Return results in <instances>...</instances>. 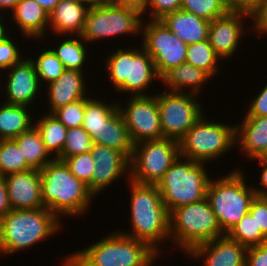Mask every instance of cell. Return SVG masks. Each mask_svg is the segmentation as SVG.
Segmentation results:
<instances>
[{
    "label": "cell",
    "instance_id": "obj_1",
    "mask_svg": "<svg viewBox=\"0 0 267 266\" xmlns=\"http://www.w3.org/2000/svg\"><path fill=\"white\" fill-rule=\"evenodd\" d=\"M131 192L129 197L130 227L120 233L147 242L157 252H162L163 242L170 241V213L163 203L157 185L140 184L127 180ZM160 245V246H159ZM161 248V249H160Z\"/></svg>",
    "mask_w": 267,
    "mask_h": 266
},
{
    "label": "cell",
    "instance_id": "obj_2",
    "mask_svg": "<svg viewBox=\"0 0 267 266\" xmlns=\"http://www.w3.org/2000/svg\"><path fill=\"white\" fill-rule=\"evenodd\" d=\"M39 171L44 207L60 220L61 216L76 218L88 213L96 198L87 185L70 172L64 161L54 158Z\"/></svg>",
    "mask_w": 267,
    "mask_h": 266
},
{
    "label": "cell",
    "instance_id": "obj_3",
    "mask_svg": "<svg viewBox=\"0 0 267 266\" xmlns=\"http://www.w3.org/2000/svg\"><path fill=\"white\" fill-rule=\"evenodd\" d=\"M61 223L64 222L46 207L12 209L0 219L1 256L31 249L35 244L59 234Z\"/></svg>",
    "mask_w": 267,
    "mask_h": 266
},
{
    "label": "cell",
    "instance_id": "obj_4",
    "mask_svg": "<svg viewBox=\"0 0 267 266\" xmlns=\"http://www.w3.org/2000/svg\"><path fill=\"white\" fill-rule=\"evenodd\" d=\"M131 47H119L104 59L107 80L117 93H129L130 96L152 95L148 88L161 79L156 72L154 61L142 45Z\"/></svg>",
    "mask_w": 267,
    "mask_h": 266
},
{
    "label": "cell",
    "instance_id": "obj_5",
    "mask_svg": "<svg viewBox=\"0 0 267 266\" xmlns=\"http://www.w3.org/2000/svg\"><path fill=\"white\" fill-rule=\"evenodd\" d=\"M156 252L147 242L114 231L70 253L69 262L73 266H143Z\"/></svg>",
    "mask_w": 267,
    "mask_h": 266
},
{
    "label": "cell",
    "instance_id": "obj_6",
    "mask_svg": "<svg viewBox=\"0 0 267 266\" xmlns=\"http://www.w3.org/2000/svg\"><path fill=\"white\" fill-rule=\"evenodd\" d=\"M234 168L222 177L211 178L207 188L206 197L224 234L249 211L256 196L253 185L247 184L242 167Z\"/></svg>",
    "mask_w": 267,
    "mask_h": 266
},
{
    "label": "cell",
    "instance_id": "obj_7",
    "mask_svg": "<svg viewBox=\"0 0 267 266\" xmlns=\"http://www.w3.org/2000/svg\"><path fill=\"white\" fill-rule=\"evenodd\" d=\"M170 242L185 255L194 247L224 236L206 198L170 212Z\"/></svg>",
    "mask_w": 267,
    "mask_h": 266
},
{
    "label": "cell",
    "instance_id": "obj_8",
    "mask_svg": "<svg viewBox=\"0 0 267 266\" xmlns=\"http://www.w3.org/2000/svg\"><path fill=\"white\" fill-rule=\"evenodd\" d=\"M204 163L179 156L165 172L157 187L169 213L184 205L200 201L207 196L210 172Z\"/></svg>",
    "mask_w": 267,
    "mask_h": 266
},
{
    "label": "cell",
    "instance_id": "obj_9",
    "mask_svg": "<svg viewBox=\"0 0 267 266\" xmlns=\"http://www.w3.org/2000/svg\"><path fill=\"white\" fill-rule=\"evenodd\" d=\"M179 145L181 157L204 164L215 162L236 147V125L210 121L203 114Z\"/></svg>",
    "mask_w": 267,
    "mask_h": 266
},
{
    "label": "cell",
    "instance_id": "obj_10",
    "mask_svg": "<svg viewBox=\"0 0 267 266\" xmlns=\"http://www.w3.org/2000/svg\"><path fill=\"white\" fill-rule=\"evenodd\" d=\"M143 15L115 5L111 0H95L86 14L82 38L89 43L120 35H141ZM139 34V35H138Z\"/></svg>",
    "mask_w": 267,
    "mask_h": 266
},
{
    "label": "cell",
    "instance_id": "obj_11",
    "mask_svg": "<svg viewBox=\"0 0 267 266\" xmlns=\"http://www.w3.org/2000/svg\"><path fill=\"white\" fill-rule=\"evenodd\" d=\"M180 156L179 141L162 138L134 145L130 158V180L157 185Z\"/></svg>",
    "mask_w": 267,
    "mask_h": 266
},
{
    "label": "cell",
    "instance_id": "obj_12",
    "mask_svg": "<svg viewBox=\"0 0 267 266\" xmlns=\"http://www.w3.org/2000/svg\"><path fill=\"white\" fill-rule=\"evenodd\" d=\"M157 92L163 138L180 141L204 114V105L193 93Z\"/></svg>",
    "mask_w": 267,
    "mask_h": 266
},
{
    "label": "cell",
    "instance_id": "obj_13",
    "mask_svg": "<svg viewBox=\"0 0 267 266\" xmlns=\"http://www.w3.org/2000/svg\"><path fill=\"white\" fill-rule=\"evenodd\" d=\"M143 19L141 44L154 61L155 69L161 78L167 71L186 63L188 45L179 40L161 20Z\"/></svg>",
    "mask_w": 267,
    "mask_h": 266
},
{
    "label": "cell",
    "instance_id": "obj_14",
    "mask_svg": "<svg viewBox=\"0 0 267 266\" xmlns=\"http://www.w3.org/2000/svg\"><path fill=\"white\" fill-rule=\"evenodd\" d=\"M127 99L129 100L124 104L118 102V108L125 120L133 144L162 139L158 93L130 96Z\"/></svg>",
    "mask_w": 267,
    "mask_h": 266
},
{
    "label": "cell",
    "instance_id": "obj_15",
    "mask_svg": "<svg viewBox=\"0 0 267 266\" xmlns=\"http://www.w3.org/2000/svg\"><path fill=\"white\" fill-rule=\"evenodd\" d=\"M248 19L253 21V17L248 13L228 11L210 22L208 40L222 61L231 60L230 58L235 56L238 46L241 45L242 39L245 38L243 35L253 30V23H250V27L248 24L244 25Z\"/></svg>",
    "mask_w": 267,
    "mask_h": 266
},
{
    "label": "cell",
    "instance_id": "obj_16",
    "mask_svg": "<svg viewBox=\"0 0 267 266\" xmlns=\"http://www.w3.org/2000/svg\"><path fill=\"white\" fill-rule=\"evenodd\" d=\"M90 152L95 164L93 166L92 180L87 185V188L95 198L121 177L124 178L125 176L124 179H130V159L124 153L96 143L93 144Z\"/></svg>",
    "mask_w": 267,
    "mask_h": 266
},
{
    "label": "cell",
    "instance_id": "obj_17",
    "mask_svg": "<svg viewBox=\"0 0 267 266\" xmlns=\"http://www.w3.org/2000/svg\"><path fill=\"white\" fill-rule=\"evenodd\" d=\"M4 78L6 79V81L4 79L5 83L0 81L2 82L0 90H5L6 95V97H3L6 98L3 101L4 103L31 107L33 104L36 105L34 102L42 96L40 89L43 87L29 57L24 56L20 62L9 68Z\"/></svg>",
    "mask_w": 267,
    "mask_h": 266
},
{
    "label": "cell",
    "instance_id": "obj_18",
    "mask_svg": "<svg viewBox=\"0 0 267 266\" xmlns=\"http://www.w3.org/2000/svg\"><path fill=\"white\" fill-rule=\"evenodd\" d=\"M247 249L225 234L192 248L186 256L200 258L201 266H246Z\"/></svg>",
    "mask_w": 267,
    "mask_h": 266
},
{
    "label": "cell",
    "instance_id": "obj_19",
    "mask_svg": "<svg viewBox=\"0 0 267 266\" xmlns=\"http://www.w3.org/2000/svg\"><path fill=\"white\" fill-rule=\"evenodd\" d=\"M12 209H39L44 207L41 193V174L38 169L4 176Z\"/></svg>",
    "mask_w": 267,
    "mask_h": 266
},
{
    "label": "cell",
    "instance_id": "obj_20",
    "mask_svg": "<svg viewBox=\"0 0 267 266\" xmlns=\"http://www.w3.org/2000/svg\"><path fill=\"white\" fill-rule=\"evenodd\" d=\"M85 72L66 69L55 81L49 83L44 89L47 97L49 109L45 113L52 114L56 109L67 104L86 99L91 93L87 88ZM86 81V82H85Z\"/></svg>",
    "mask_w": 267,
    "mask_h": 266
},
{
    "label": "cell",
    "instance_id": "obj_21",
    "mask_svg": "<svg viewBox=\"0 0 267 266\" xmlns=\"http://www.w3.org/2000/svg\"><path fill=\"white\" fill-rule=\"evenodd\" d=\"M95 0H60L49 14V26L53 34L81 35L89 7Z\"/></svg>",
    "mask_w": 267,
    "mask_h": 266
},
{
    "label": "cell",
    "instance_id": "obj_22",
    "mask_svg": "<svg viewBox=\"0 0 267 266\" xmlns=\"http://www.w3.org/2000/svg\"><path fill=\"white\" fill-rule=\"evenodd\" d=\"M236 147L249 161L263 157L267 152V116H244L236 123Z\"/></svg>",
    "mask_w": 267,
    "mask_h": 266
},
{
    "label": "cell",
    "instance_id": "obj_23",
    "mask_svg": "<svg viewBox=\"0 0 267 266\" xmlns=\"http://www.w3.org/2000/svg\"><path fill=\"white\" fill-rule=\"evenodd\" d=\"M10 13L7 17H12V23L17 26L15 30L21 32L22 38L47 40L49 14L35 0H20Z\"/></svg>",
    "mask_w": 267,
    "mask_h": 266
},
{
    "label": "cell",
    "instance_id": "obj_24",
    "mask_svg": "<svg viewBox=\"0 0 267 266\" xmlns=\"http://www.w3.org/2000/svg\"><path fill=\"white\" fill-rule=\"evenodd\" d=\"M161 21L187 45L208 39L210 21L193 13L178 10L165 15Z\"/></svg>",
    "mask_w": 267,
    "mask_h": 266
},
{
    "label": "cell",
    "instance_id": "obj_25",
    "mask_svg": "<svg viewBox=\"0 0 267 266\" xmlns=\"http://www.w3.org/2000/svg\"><path fill=\"white\" fill-rule=\"evenodd\" d=\"M212 77L200 68L182 63L167 71L160 79L164 89L172 92L193 93L199 96L203 91L205 83ZM189 87V89H188Z\"/></svg>",
    "mask_w": 267,
    "mask_h": 266
},
{
    "label": "cell",
    "instance_id": "obj_26",
    "mask_svg": "<svg viewBox=\"0 0 267 266\" xmlns=\"http://www.w3.org/2000/svg\"><path fill=\"white\" fill-rule=\"evenodd\" d=\"M0 104V140L14 139L34 126L35 119L30 107L4 102Z\"/></svg>",
    "mask_w": 267,
    "mask_h": 266
},
{
    "label": "cell",
    "instance_id": "obj_27",
    "mask_svg": "<svg viewBox=\"0 0 267 266\" xmlns=\"http://www.w3.org/2000/svg\"><path fill=\"white\" fill-rule=\"evenodd\" d=\"M100 145L119 150L129 159L131 158L134 144L119 108L104 120Z\"/></svg>",
    "mask_w": 267,
    "mask_h": 266
},
{
    "label": "cell",
    "instance_id": "obj_28",
    "mask_svg": "<svg viewBox=\"0 0 267 266\" xmlns=\"http://www.w3.org/2000/svg\"><path fill=\"white\" fill-rule=\"evenodd\" d=\"M92 96L89 95L85 99V114L82 127L92 138L93 144L100 145L101 129L104 120L118 108V101L106 103L104 99L102 100L96 96Z\"/></svg>",
    "mask_w": 267,
    "mask_h": 266
},
{
    "label": "cell",
    "instance_id": "obj_29",
    "mask_svg": "<svg viewBox=\"0 0 267 266\" xmlns=\"http://www.w3.org/2000/svg\"><path fill=\"white\" fill-rule=\"evenodd\" d=\"M67 36L65 39H62L64 35H58V38L61 37L62 41L59 42L60 44L58 46L55 45L56 47H54L53 45L50 48L62 62L65 69L84 72L83 70L86 69L84 68L86 67V60L89 57L86 49L89 46L81 35Z\"/></svg>",
    "mask_w": 267,
    "mask_h": 266
},
{
    "label": "cell",
    "instance_id": "obj_30",
    "mask_svg": "<svg viewBox=\"0 0 267 266\" xmlns=\"http://www.w3.org/2000/svg\"><path fill=\"white\" fill-rule=\"evenodd\" d=\"M13 140L17 143L27 164L33 169L41 170L54 159L46 150L41 135L35 126Z\"/></svg>",
    "mask_w": 267,
    "mask_h": 266
},
{
    "label": "cell",
    "instance_id": "obj_31",
    "mask_svg": "<svg viewBox=\"0 0 267 266\" xmlns=\"http://www.w3.org/2000/svg\"><path fill=\"white\" fill-rule=\"evenodd\" d=\"M34 126L39 131L46 150L56 159L64 148L68 128L50 113H42L41 117L39 115L34 120Z\"/></svg>",
    "mask_w": 267,
    "mask_h": 266
},
{
    "label": "cell",
    "instance_id": "obj_32",
    "mask_svg": "<svg viewBox=\"0 0 267 266\" xmlns=\"http://www.w3.org/2000/svg\"><path fill=\"white\" fill-rule=\"evenodd\" d=\"M222 59L215 53L209 40L190 44L187 47L186 63L207 72L212 78L219 75Z\"/></svg>",
    "mask_w": 267,
    "mask_h": 266
},
{
    "label": "cell",
    "instance_id": "obj_33",
    "mask_svg": "<svg viewBox=\"0 0 267 266\" xmlns=\"http://www.w3.org/2000/svg\"><path fill=\"white\" fill-rule=\"evenodd\" d=\"M226 235L247 248L267 243V237L257 228L255 217L249 211Z\"/></svg>",
    "mask_w": 267,
    "mask_h": 266
},
{
    "label": "cell",
    "instance_id": "obj_34",
    "mask_svg": "<svg viewBox=\"0 0 267 266\" xmlns=\"http://www.w3.org/2000/svg\"><path fill=\"white\" fill-rule=\"evenodd\" d=\"M42 51L39 52L40 54L35 55L37 56L36 58L31 55L28 57L34 64L40 84H45L43 85L44 87L57 80L66 69L50 47L42 49Z\"/></svg>",
    "mask_w": 267,
    "mask_h": 266
},
{
    "label": "cell",
    "instance_id": "obj_35",
    "mask_svg": "<svg viewBox=\"0 0 267 266\" xmlns=\"http://www.w3.org/2000/svg\"><path fill=\"white\" fill-rule=\"evenodd\" d=\"M32 169L24 157L17 143L13 140H0V175L23 172Z\"/></svg>",
    "mask_w": 267,
    "mask_h": 266
},
{
    "label": "cell",
    "instance_id": "obj_36",
    "mask_svg": "<svg viewBox=\"0 0 267 266\" xmlns=\"http://www.w3.org/2000/svg\"><path fill=\"white\" fill-rule=\"evenodd\" d=\"M92 146V138L82 126L69 128L62 153L56 159L63 161L67 157L89 152Z\"/></svg>",
    "mask_w": 267,
    "mask_h": 266
},
{
    "label": "cell",
    "instance_id": "obj_37",
    "mask_svg": "<svg viewBox=\"0 0 267 266\" xmlns=\"http://www.w3.org/2000/svg\"><path fill=\"white\" fill-rule=\"evenodd\" d=\"M181 10L210 22L228 12L224 0H182Z\"/></svg>",
    "mask_w": 267,
    "mask_h": 266
},
{
    "label": "cell",
    "instance_id": "obj_38",
    "mask_svg": "<svg viewBox=\"0 0 267 266\" xmlns=\"http://www.w3.org/2000/svg\"><path fill=\"white\" fill-rule=\"evenodd\" d=\"M16 42L18 43L17 39L12 37L10 31L0 38V73L3 72L4 75L9 68L23 59V53L19 48L20 44Z\"/></svg>",
    "mask_w": 267,
    "mask_h": 266
},
{
    "label": "cell",
    "instance_id": "obj_39",
    "mask_svg": "<svg viewBox=\"0 0 267 266\" xmlns=\"http://www.w3.org/2000/svg\"><path fill=\"white\" fill-rule=\"evenodd\" d=\"M91 152H86L65 158L63 161L70 172L75 175L84 184L88 185L92 180L93 161Z\"/></svg>",
    "mask_w": 267,
    "mask_h": 266
},
{
    "label": "cell",
    "instance_id": "obj_40",
    "mask_svg": "<svg viewBox=\"0 0 267 266\" xmlns=\"http://www.w3.org/2000/svg\"><path fill=\"white\" fill-rule=\"evenodd\" d=\"M66 128L80 127L85 114V99L67 104L52 113Z\"/></svg>",
    "mask_w": 267,
    "mask_h": 266
},
{
    "label": "cell",
    "instance_id": "obj_41",
    "mask_svg": "<svg viewBox=\"0 0 267 266\" xmlns=\"http://www.w3.org/2000/svg\"><path fill=\"white\" fill-rule=\"evenodd\" d=\"M181 5L182 0H149L143 19L148 15L149 20H161L165 15L181 10Z\"/></svg>",
    "mask_w": 267,
    "mask_h": 266
},
{
    "label": "cell",
    "instance_id": "obj_42",
    "mask_svg": "<svg viewBox=\"0 0 267 266\" xmlns=\"http://www.w3.org/2000/svg\"><path fill=\"white\" fill-rule=\"evenodd\" d=\"M249 212L255 217L257 228L267 237V197L255 196L252 200Z\"/></svg>",
    "mask_w": 267,
    "mask_h": 266
},
{
    "label": "cell",
    "instance_id": "obj_43",
    "mask_svg": "<svg viewBox=\"0 0 267 266\" xmlns=\"http://www.w3.org/2000/svg\"><path fill=\"white\" fill-rule=\"evenodd\" d=\"M228 11L248 13L252 17L261 9L264 0H224Z\"/></svg>",
    "mask_w": 267,
    "mask_h": 266
},
{
    "label": "cell",
    "instance_id": "obj_44",
    "mask_svg": "<svg viewBox=\"0 0 267 266\" xmlns=\"http://www.w3.org/2000/svg\"><path fill=\"white\" fill-rule=\"evenodd\" d=\"M265 86V87H264ZM253 97L244 116H267V84Z\"/></svg>",
    "mask_w": 267,
    "mask_h": 266
},
{
    "label": "cell",
    "instance_id": "obj_45",
    "mask_svg": "<svg viewBox=\"0 0 267 266\" xmlns=\"http://www.w3.org/2000/svg\"><path fill=\"white\" fill-rule=\"evenodd\" d=\"M246 266H267V243L247 249Z\"/></svg>",
    "mask_w": 267,
    "mask_h": 266
},
{
    "label": "cell",
    "instance_id": "obj_46",
    "mask_svg": "<svg viewBox=\"0 0 267 266\" xmlns=\"http://www.w3.org/2000/svg\"><path fill=\"white\" fill-rule=\"evenodd\" d=\"M253 31L260 37L261 34L267 35V0H264L261 9L253 16Z\"/></svg>",
    "mask_w": 267,
    "mask_h": 266
},
{
    "label": "cell",
    "instance_id": "obj_47",
    "mask_svg": "<svg viewBox=\"0 0 267 266\" xmlns=\"http://www.w3.org/2000/svg\"><path fill=\"white\" fill-rule=\"evenodd\" d=\"M258 163V165L262 168V170L259 172V181H260V186H262L260 188L257 186H253L254 191L256 193V196H261V197H267V160L263 159L262 157L260 158H256L253 159L252 161H254L256 163V161Z\"/></svg>",
    "mask_w": 267,
    "mask_h": 266
},
{
    "label": "cell",
    "instance_id": "obj_48",
    "mask_svg": "<svg viewBox=\"0 0 267 266\" xmlns=\"http://www.w3.org/2000/svg\"><path fill=\"white\" fill-rule=\"evenodd\" d=\"M11 210L12 208L9 203L7 185L4 176L0 175V219H2Z\"/></svg>",
    "mask_w": 267,
    "mask_h": 266
},
{
    "label": "cell",
    "instance_id": "obj_49",
    "mask_svg": "<svg viewBox=\"0 0 267 266\" xmlns=\"http://www.w3.org/2000/svg\"><path fill=\"white\" fill-rule=\"evenodd\" d=\"M115 5L134 9L141 15H145L149 0H111Z\"/></svg>",
    "mask_w": 267,
    "mask_h": 266
},
{
    "label": "cell",
    "instance_id": "obj_50",
    "mask_svg": "<svg viewBox=\"0 0 267 266\" xmlns=\"http://www.w3.org/2000/svg\"><path fill=\"white\" fill-rule=\"evenodd\" d=\"M20 0H0V15H4V11L10 14ZM9 10V11H8Z\"/></svg>",
    "mask_w": 267,
    "mask_h": 266
},
{
    "label": "cell",
    "instance_id": "obj_51",
    "mask_svg": "<svg viewBox=\"0 0 267 266\" xmlns=\"http://www.w3.org/2000/svg\"><path fill=\"white\" fill-rule=\"evenodd\" d=\"M41 7L50 14L60 0H35Z\"/></svg>",
    "mask_w": 267,
    "mask_h": 266
},
{
    "label": "cell",
    "instance_id": "obj_52",
    "mask_svg": "<svg viewBox=\"0 0 267 266\" xmlns=\"http://www.w3.org/2000/svg\"><path fill=\"white\" fill-rule=\"evenodd\" d=\"M5 15H0V38L7 33L8 31H11V28H8L7 26H9L8 24L5 25V23L8 21L6 20V18H4ZM7 27V28H6ZM10 29V30H8Z\"/></svg>",
    "mask_w": 267,
    "mask_h": 266
},
{
    "label": "cell",
    "instance_id": "obj_53",
    "mask_svg": "<svg viewBox=\"0 0 267 266\" xmlns=\"http://www.w3.org/2000/svg\"><path fill=\"white\" fill-rule=\"evenodd\" d=\"M162 253L163 252L160 251L153 254V256L143 266H154V264H156L155 262L157 261V259H159L160 256L162 257Z\"/></svg>",
    "mask_w": 267,
    "mask_h": 266
},
{
    "label": "cell",
    "instance_id": "obj_54",
    "mask_svg": "<svg viewBox=\"0 0 267 266\" xmlns=\"http://www.w3.org/2000/svg\"><path fill=\"white\" fill-rule=\"evenodd\" d=\"M61 262V266H73L69 261H70V254L64 256Z\"/></svg>",
    "mask_w": 267,
    "mask_h": 266
},
{
    "label": "cell",
    "instance_id": "obj_55",
    "mask_svg": "<svg viewBox=\"0 0 267 266\" xmlns=\"http://www.w3.org/2000/svg\"><path fill=\"white\" fill-rule=\"evenodd\" d=\"M262 158L267 160V152L265 153V155Z\"/></svg>",
    "mask_w": 267,
    "mask_h": 266
}]
</instances>
